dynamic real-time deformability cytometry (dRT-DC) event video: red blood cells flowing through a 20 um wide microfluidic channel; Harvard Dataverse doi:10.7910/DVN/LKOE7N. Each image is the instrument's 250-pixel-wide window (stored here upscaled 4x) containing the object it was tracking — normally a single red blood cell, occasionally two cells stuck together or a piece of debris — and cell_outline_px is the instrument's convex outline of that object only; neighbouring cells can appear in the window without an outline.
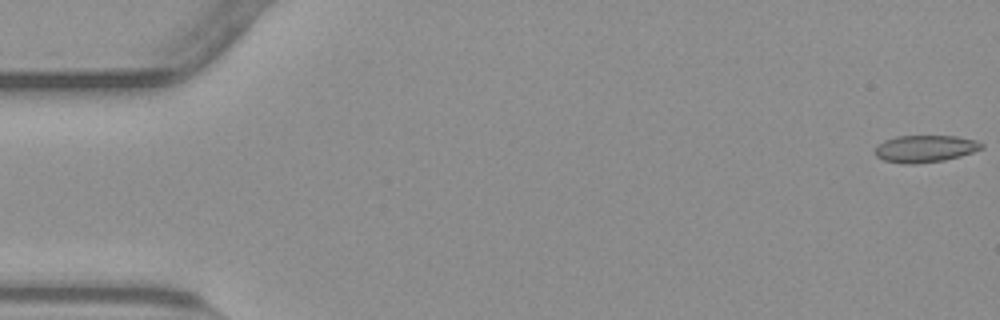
{"species": "common noctule bat (a hibernating species)", "species_latin": "Nyctalus noctula", "temperature_condition": "warm", "stored_images_in_passage": 55, "camera_frame_rate_fps": 3000, "um_per_image_px": 0.085, "animal": {"sex": "male", "body_mass_g": 23.1, "forearm_length_mm": 52.7}, "frame": {"image": 1, "passage_image": 1, "time_ms": 0.0, "image_size_px": [1000, 320], "cell_outline_px": [[984, 148], [960, 156], [944, 160], [912, 164], [904, 164], [884, 160], [876, 156], [872, 152], [884, 140], [896, 136], [956, 136], [976, 140], [984, 144]], "centroid_in_image_um": [78.63, 12.64], "position_along_channel_um": 6.4, "area_um2": 16.82}}
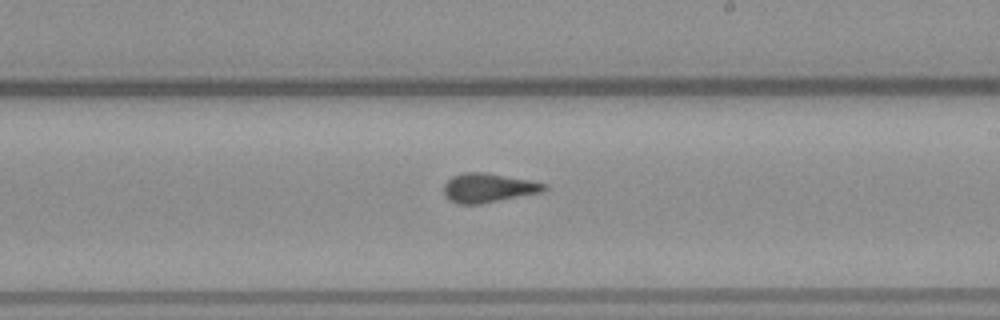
{"frame": {"image": 2, "passage_image": 32, "time_ms": 10.333, "image_size_px": [1000, 320], "cell_outline_px": [[548, 188], [540, 192], [480, 204], [456, 204], [448, 200], [444, 196], [444, 184], [452, 176], [464, 172], [484, 172], [528, 180], [548, 184]], "centroid_in_image_um": [41.45, 15.97], "position_along_channel_um": 247.5, "area_um2": 16.99}}
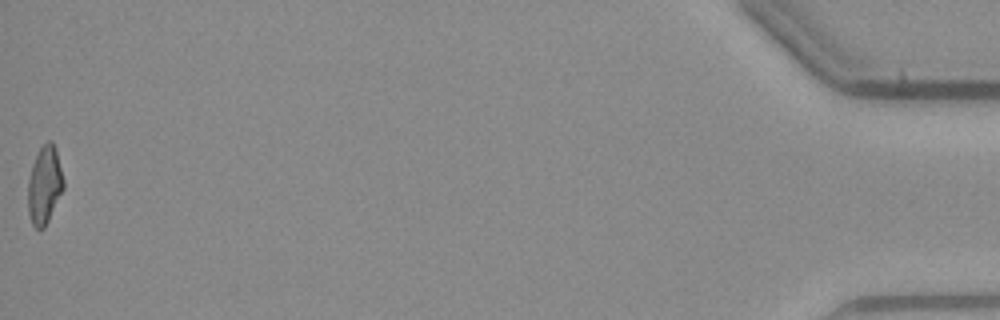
{"frame": {"image": 3, "passage_image": 55, "time_ms": 18.0, "image_size_px": [1000, 320], "cell_outline_px": [[64, 188], [44, 228], [36, 228], [32, 224], [28, 212], [28, 180], [32, 164], [40, 148], [48, 140], [52, 140], [56, 152], [64, 180]], "centroid_in_image_um": [3.77, 15.73], "position_along_channel_um": 431.4, "area_um2": 15.9}, "authors_computed_cell_mechanics": {"area_um2": 16.8198, "velocity_mm_per_s": 3.8069, "shape_relaxation_time_tau1_ms": 7.5087, "shape_relaxation_time_tau2_ms": 0.9999, "deformation_change_tau1": 0.1914, "deformation_change_tau2": 0.0647}}